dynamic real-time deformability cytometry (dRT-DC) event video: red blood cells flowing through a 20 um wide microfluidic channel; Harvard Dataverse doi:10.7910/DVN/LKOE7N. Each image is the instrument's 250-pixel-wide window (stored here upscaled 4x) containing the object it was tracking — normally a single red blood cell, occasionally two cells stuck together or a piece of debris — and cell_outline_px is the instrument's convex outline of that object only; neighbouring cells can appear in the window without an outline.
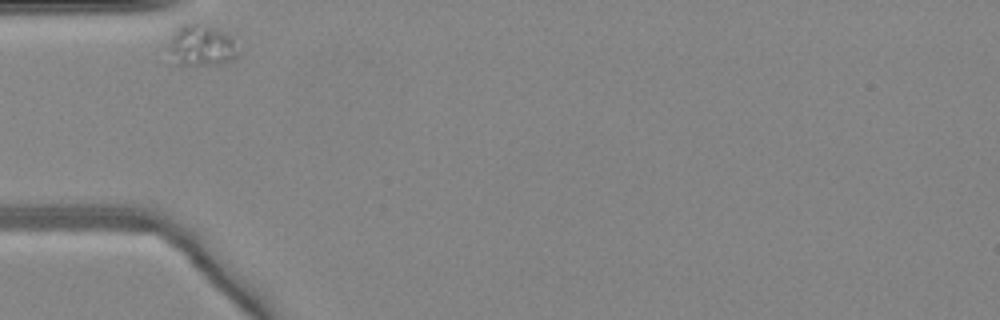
{"species": "common noctule bat (a hibernating species)", "species_latin": "Nyctalus noctula", "temperature_condition": "warm", "stored_images_in_passage": 26, "camera_frame_rate_fps": 3000, "um_per_image_px": 0.085, "animal": {"sex": "female", "body_mass_g": 24.6, "forearm_length_mm": 56.2}, "frame": {"image": 1, "passage_image": 1, "time_ms": 0.0, "image_size_px": [1000, 320], "cell_outline_px": [[240, 52], [232, 60], [220, 64], [172, 64], [168, 48], [168, 44], [172, 36], [184, 24], [204, 24], [216, 28], [232, 36]], "centroid_in_image_um": [17.14, 3.89], "position_along_channel_um": 67.9, "area_um2": 16.7}}
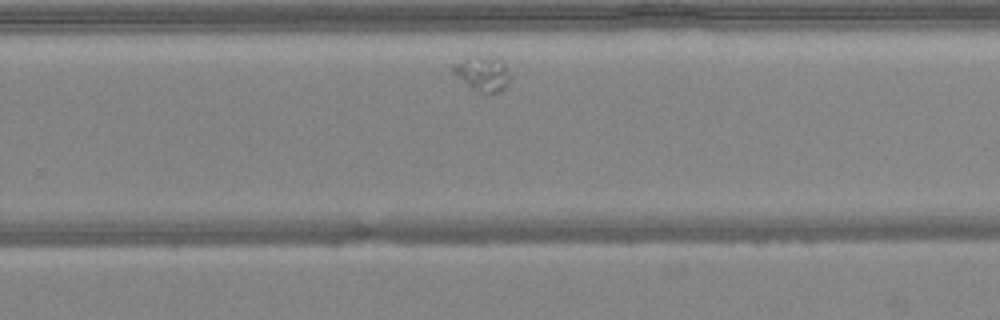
{"frame": {"image": 2, "passage_image": 19, "time_ms": 6.0, "image_size_px": [1000, 320], "cell_outline_px": [[512, 76], [508, 84], [500, 92], [480, 92], [472, 88], [452, 76], [452, 64], [464, 60], [480, 56], [504, 60]], "centroid_in_image_um": [41.04, 6.27], "position_along_channel_um": 288.8, "area_um2": 11.68}}
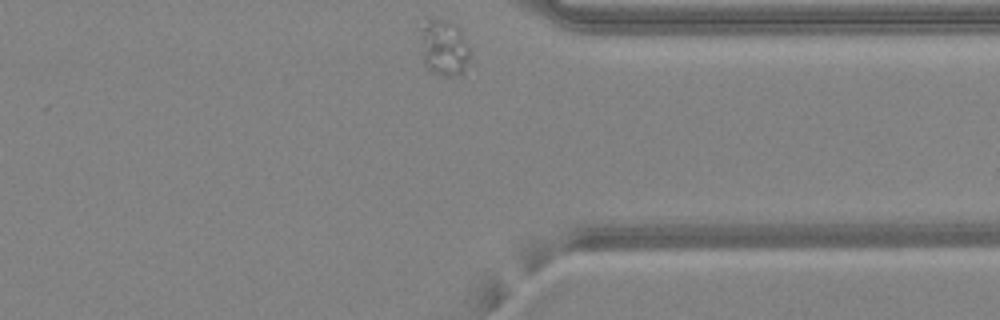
{"frame": {"image": 3, "passage_image": 26, "time_ms": 8.333, "image_size_px": [1000, 320], "cell_outline_px": [[472, 56], [464, 72], [460, 76], [444, 76], [432, 72], [424, 64], [424, 16], [448, 20], [460, 32]], "centroid_in_image_um": [37.79, 4.09], "position_along_channel_um": 373.6, "area_um2": 15.78}}